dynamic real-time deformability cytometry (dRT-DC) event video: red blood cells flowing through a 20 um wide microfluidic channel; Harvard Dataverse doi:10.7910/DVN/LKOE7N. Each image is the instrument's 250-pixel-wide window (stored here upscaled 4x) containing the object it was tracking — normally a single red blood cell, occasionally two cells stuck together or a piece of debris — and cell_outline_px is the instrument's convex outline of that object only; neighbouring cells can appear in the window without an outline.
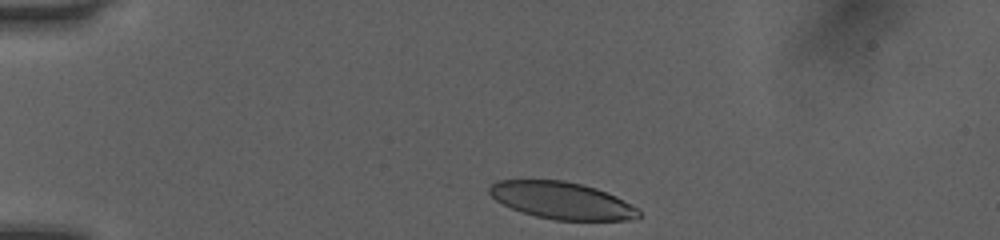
{"species": "human", "species_latin": "Homo sapiens", "temperature_condition": "room temperature", "stored_images_in_passage": 34, "camera_frame_rate_fps": 3000, "um_per_image_px": 0.085, "donor": {"sex": "female"}, "frame": {"image": 1, "passage_image": 1, "time_ms": 0.0, "image_size_px": [1000, 240], "cell_outline_px": [[640, 216], [636, 220], [556, 220], [536, 216], [512, 208], [496, 200], [488, 192], [488, 188], [496, 180], [564, 180], [596, 188], [616, 196], [640, 208]], "centroid_in_image_um": [47.8, 17.04], "position_along_channel_um": 37.2, "area_um2": 32.25}}
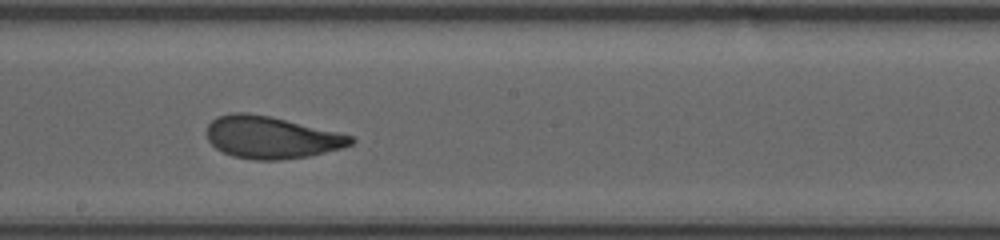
{"frame": {"image": 2, "passage_image": 19, "time_ms": 6.0, "image_size_px": [1000, 240], "cell_outline_px": [[356, 140], [352, 144], [340, 148], [308, 156], [280, 160], [256, 160], [232, 156], [216, 148], [208, 140], [204, 132], [208, 124], [216, 116], [232, 112], [248, 112], [268, 116], [336, 132], [352, 136]], "centroid_in_image_um": [22.98, 11.67], "position_along_channel_um": 225.2, "area_um2": 35.2}}
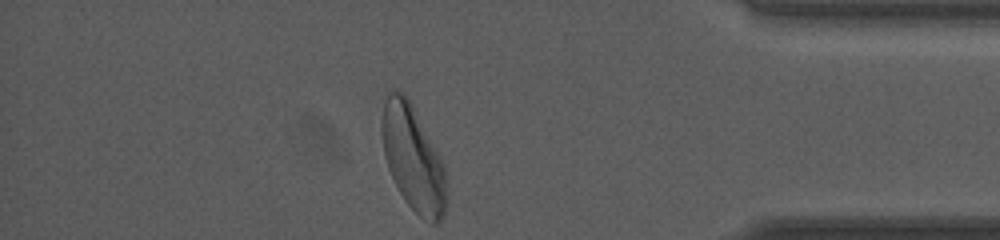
{"frame": {"image": 3, "passage_image": 34, "time_ms": 11.0, "image_size_px": [1000, 240], "cell_outline_px": [[448, 200], [444, 212], [440, 220], [436, 224], [432, 224], [420, 216], [404, 200], [388, 168], [384, 156], [380, 128], [380, 124], [384, 100], [388, 92], [404, 92], [440, 156], [444, 164], [448, 196]], "centroid_in_image_um": [35.11, 13.48], "position_along_channel_um": 400.1, "area_um2": 39.54}, "authors_computed_cell_mechanics": {"area_um2": 35.5181, "velocity_mm_per_s": 4.0538, "shape_relaxation_time_tau1_ms": 3.2072, "shape_relaxation_time_tau2_ms": 1.0246, "deformation_change_tau1": 0.1532, "deformation_change_tau2": 0.0762}}